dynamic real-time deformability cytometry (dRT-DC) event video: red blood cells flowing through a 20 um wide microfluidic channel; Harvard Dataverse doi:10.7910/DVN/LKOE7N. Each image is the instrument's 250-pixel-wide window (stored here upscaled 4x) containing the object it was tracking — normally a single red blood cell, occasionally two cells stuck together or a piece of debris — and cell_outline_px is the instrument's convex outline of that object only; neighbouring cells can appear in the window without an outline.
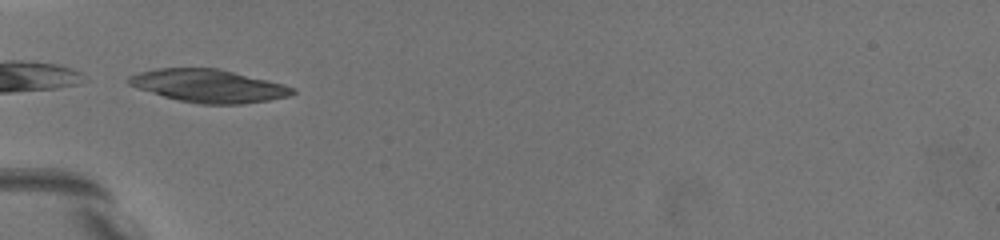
{"species": "common noctule bat (a hibernating species)", "species_latin": "Nyctalus noctula", "temperature_condition": "warm", "stored_images_in_passage": 12, "camera_frame_rate_fps": 3000, "um_per_image_px": 0.085, "animal": {"sex": "female", "body_mass_g": 19.5, "forearm_length_mm": 54.1}, "frame": {"image": 1, "passage_image": 1, "time_ms": 0.0, "image_size_px": [1000, 240], "cell_outline_px": [[296, 92], [288, 96], [268, 100], [240, 104], [200, 104], [180, 100], [164, 96], [128, 84], [124, 80], [128, 76], [140, 72], [160, 68], [216, 68], [268, 80], [284, 84], [296, 88]], "centroid_in_image_um": [17.74, 7.29], "position_along_channel_um": 67.3, "area_um2": 31.1}}
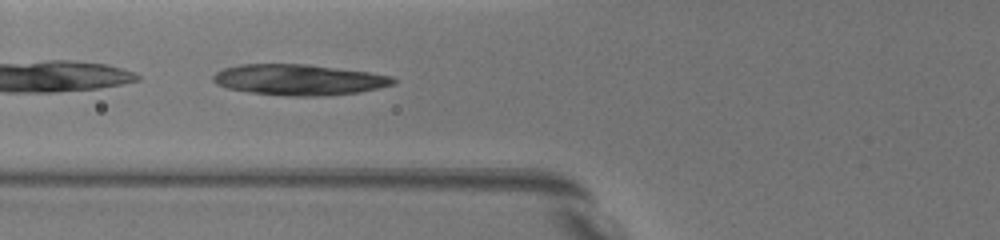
{"frame": {"image": 2, "passage_image": 4, "time_ms": 1.0, "image_size_px": [1000, 240], "cell_outline_px": [[396, 84], [360, 92], [320, 96], [288, 96], [252, 92], [228, 88], [216, 84], [212, 80], [212, 76], [216, 72], [224, 68], [240, 64], [304, 64], [368, 72], [392, 76], [396, 80]], "centroid_in_image_um": [25.41, 6.78], "position_along_channel_um": 100.4, "area_um2": 32.19}}